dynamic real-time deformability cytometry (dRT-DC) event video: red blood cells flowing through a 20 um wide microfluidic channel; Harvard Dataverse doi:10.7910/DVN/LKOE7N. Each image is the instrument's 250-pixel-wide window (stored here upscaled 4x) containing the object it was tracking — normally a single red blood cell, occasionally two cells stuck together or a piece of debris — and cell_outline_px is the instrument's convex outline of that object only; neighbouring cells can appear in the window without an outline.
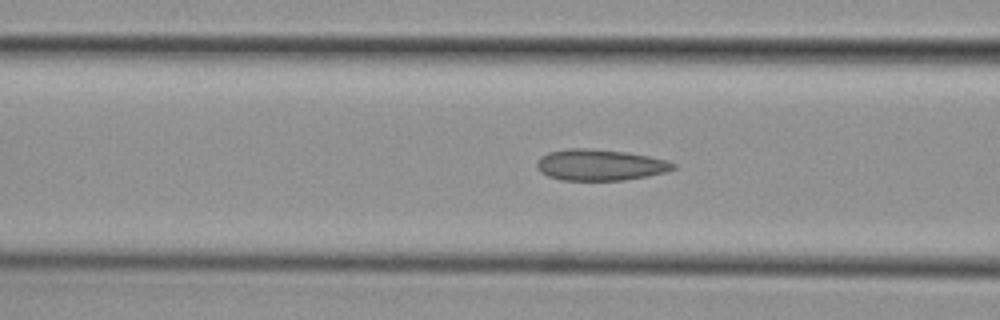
{"species": "common noctule bat (a hibernating species)", "species_latin": "Nyctalus noctula", "temperature_condition": "cold", "stored_images_in_passage": 45, "camera_frame_rate_fps": 3000, "um_per_image_px": 0.085, "animal": {"sex": "female", "body_mass_g": 29.2, "forearm_length_mm": 56.3}, "frame": {"image": 1, "passage_image": 13, "time_ms": 4.0, "image_size_px": [1000, 320], "cell_outline_px": [[676, 168], [668, 172], [624, 180], [560, 180], [548, 176], [540, 172], [536, 168], [536, 164], [540, 156], [548, 152], [568, 148], [588, 148], [628, 152], [668, 160], [676, 164]], "centroid_in_image_um": [51.0, 14.01], "position_along_channel_um": 115.6, "area_um2": 25.03}}
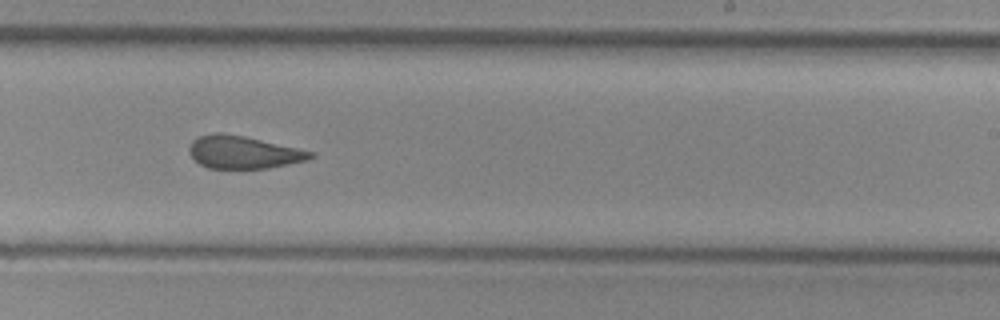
{"frame": {"image": 2, "passage_image": 25, "time_ms": 8.0, "image_size_px": [1000, 320], "cell_outline_px": [[316, 156], [308, 160], [268, 168], [208, 168], [200, 164], [188, 152], [188, 148], [192, 140], [200, 136], [216, 132], [220, 132], [244, 136], [296, 148], [312, 152]], "centroid_in_image_um": [20.66, 12.94], "position_along_channel_um": 268.3, "area_um2": 22.83}}
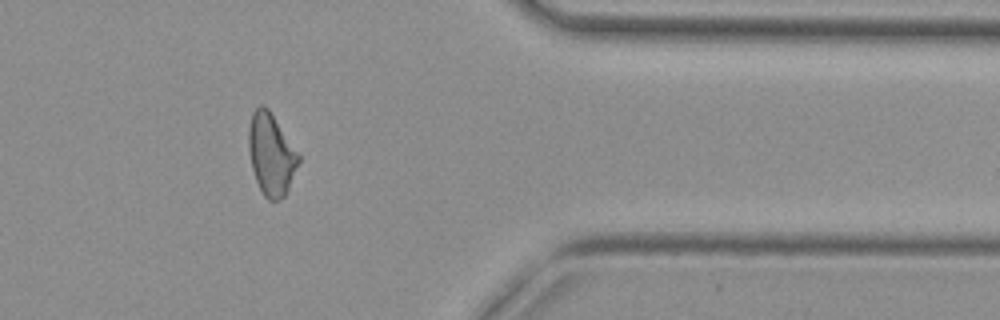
{"frame": {"image": 3, "passage_image": 36, "time_ms": 11.667, "image_size_px": [1000, 320], "cell_outline_px": [[300, 160], [288, 188], [284, 196], [280, 200], [268, 200], [264, 196], [256, 180], [252, 168], [248, 148], [248, 128], [252, 112], [260, 104], [264, 104], [268, 108], [300, 152]], "centroid_in_image_um": [23.05, 13.08], "position_along_channel_um": 388.3, "area_um2": 24.04}, "authors_computed_cell_mechanics": {"area_um2": 23.8136, "velocity_mm_per_s": 3.8232, "shape_relaxation_time_tau1_ms": null, "shape_relaxation_time_tau2_ms": 2.2043, "deformation_change_tau1": null, "deformation_change_tau2": 0.0841}}